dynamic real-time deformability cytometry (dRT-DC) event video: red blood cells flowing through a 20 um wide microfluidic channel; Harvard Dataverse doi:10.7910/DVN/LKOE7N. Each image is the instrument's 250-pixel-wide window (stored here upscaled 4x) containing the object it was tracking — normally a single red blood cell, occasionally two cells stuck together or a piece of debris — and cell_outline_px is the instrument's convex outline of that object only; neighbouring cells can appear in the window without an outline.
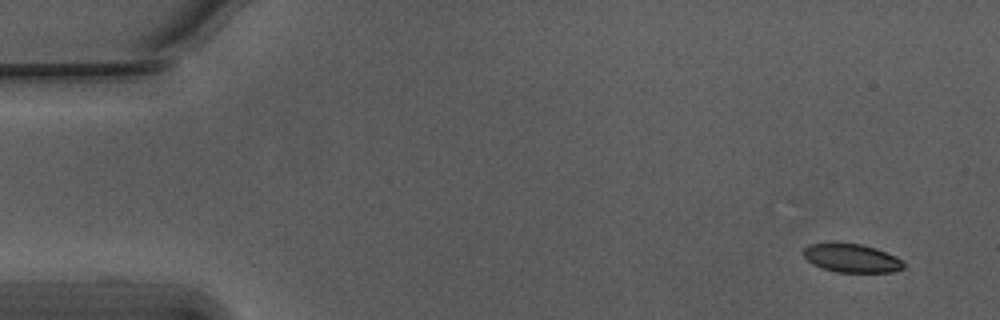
{"species": "Egyptian fruit bat (a non-hibernating species)", "species_latin": "Rousettus aegyptiacus", "temperature_condition": "warm", "stored_images_in_passage": 53, "camera_frame_rate_fps": 3000, "um_per_image_px": 0.085, "animal": {"sex": "male"}, "frame": {"image": 1, "passage_image": 1, "time_ms": 0.0, "image_size_px": [1000, 320], "cell_outline_px": [[904, 268], [892, 272], [836, 272], [820, 268], [812, 264], [804, 256], [804, 248], [808, 244], [832, 240], [860, 244], [876, 248], [896, 256], [904, 260]], "centroid_in_image_um": [72.35, 21.9], "position_along_channel_um": 12.6, "area_um2": 17.28}}
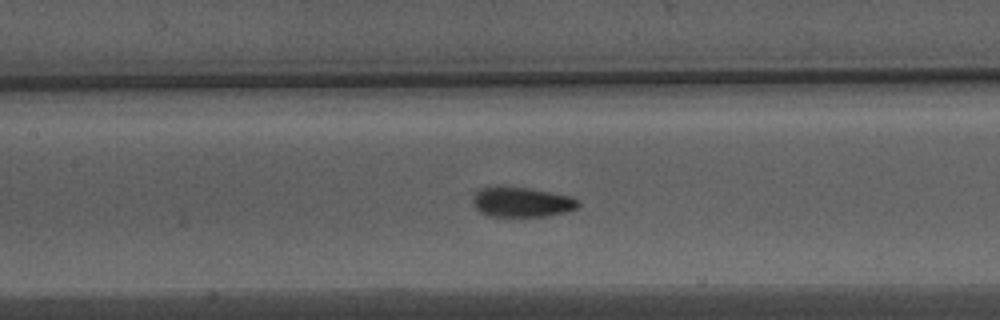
{"frame": {"image": 2, "passage_image": 23, "time_ms": 7.333, "image_size_px": [1000, 320], "cell_outline_px": [[580, 208], [564, 212], [544, 216], [488, 216], [480, 212], [472, 204], [472, 196], [480, 188], [496, 184], [528, 188], [572, 196], [580, 200]], "centroid_in_image_um": [44.32, 17.14], "position_along_channel_um": 163.1, "area_um2": 18.9}}
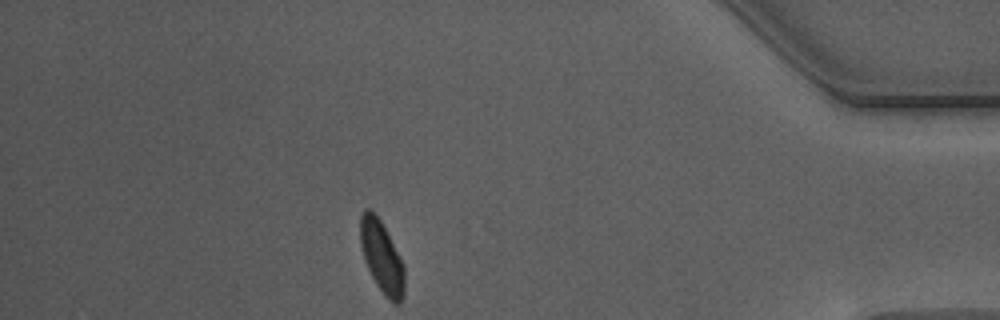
{"frame": {"image": 3, "passage_image": 46, "time_ms": 15.0, "image_size_px": [1000, 320], "cell_outline_px": [[404, 296], [400, 304], [392, 304], [388, 300], [376, 284], [364, 260], [360, 244], [360, 216], [364, 208], [372, 208], [380, 220], [404, 264]], "centroid_in_image_um": [32.44, 21.85], "position_along_channel_um": 402.8, "area_um2": 18.67}, "authors_computed_cell_mechanics": {"area_um2": 18.496, "velocity_mm_per_s": 3.7418, "shape_relaxation_time_tau1_ms": 2.9512, "shape_relaxation_time_tau2_ms": 1.036, "deformation_change_tau1": 0.1057, "deformation_change_tau2": 0.058}}